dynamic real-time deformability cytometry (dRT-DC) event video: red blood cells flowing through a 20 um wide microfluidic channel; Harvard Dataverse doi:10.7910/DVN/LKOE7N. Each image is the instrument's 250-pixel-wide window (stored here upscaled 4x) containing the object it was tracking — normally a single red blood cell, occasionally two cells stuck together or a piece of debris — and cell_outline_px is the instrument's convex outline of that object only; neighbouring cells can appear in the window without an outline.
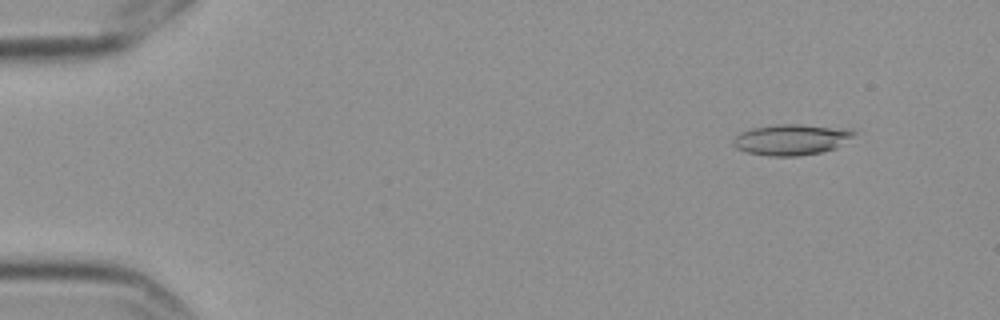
{"species": "Egyptian fruit bat (a non-hibernating species)", "species_latin": "Rousettus aegyptiacus", "temperature_condition": "cold", "stored_images_in_passage": 6, "camera_frame_rate_fps": 3000, "um_per_image_px": 0.085, "frame": {"image": 1, "passage_image": 2, "time_ms": 0.333, "image_size_px": [1000, 320], "cell_outline_px": [[856, 132], [852, 136], [836, 148], [820, 152], [800, 156], [768, 156], [744, 152], [736, 148], [732, 144], [732, 140], [740, 132], [752, 128], [776, 124], [800, 124], [852, 128]], "centroid_in_image_um": [67.25, 11.86], "position_along_channel_um": 17.8, "area_um2": 21.96}}
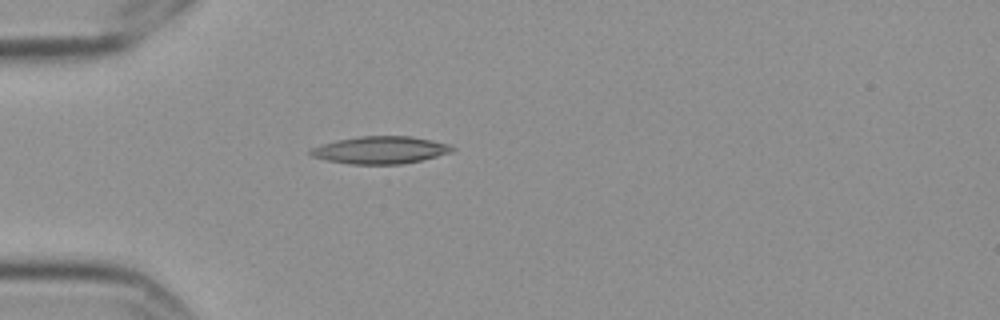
{"frame": {"image": 2, "passage_image": 5, "time_ms": 1.333, "image_size_px": [1000, 320], "cell_outline_px": [[456, 148], [452, 152], [420, 160], [400, 164], [348, 164], [328, 160], [312, 156], [308, 152], [308, 148], [320, 144], [336, 140], [360, 136], [412, 136], [452, 144]], "centroid_in_image_um": [32.32, 12.74], "position_along_channel_um": 52.7, "area_um2": 22.77}}